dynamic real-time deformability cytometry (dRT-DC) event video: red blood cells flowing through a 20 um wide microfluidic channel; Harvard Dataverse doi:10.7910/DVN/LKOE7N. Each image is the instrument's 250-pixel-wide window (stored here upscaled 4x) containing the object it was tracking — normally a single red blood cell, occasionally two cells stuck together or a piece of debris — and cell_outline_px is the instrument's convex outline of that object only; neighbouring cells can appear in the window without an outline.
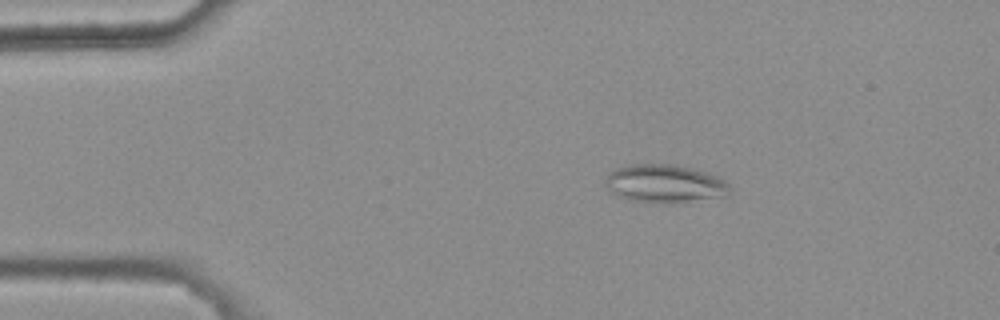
{"species": "common noctule bat (a hibernating species)", "species_latin": "Nyctalus noctula", "temperature_condition": "warm", "stored_images_in_passage": 6, "camera_frame_rate_fps": 3000, "um_per_image_px": 0.085, "animal": {"sex": "female", "body_mass_g": 25.1}, "frame": {"image": 1, "passage_image": 2, "time_ms": 0.333, "image_size_px": [1000, 320], "cell_outline_px": [[732, 188], [724, 196], [688, 200], [632, 200], [620, 196], [612, 192], [604, 184], [604, 180], [608, 172], [616, 168], [632, 164], [668, 164], [692, 168], [708, 172], [724, 180]], "centroid_in_image_um": [56.47, 15.54], "position_along_channel_um": 28.5, "area_um2": 26.59}}
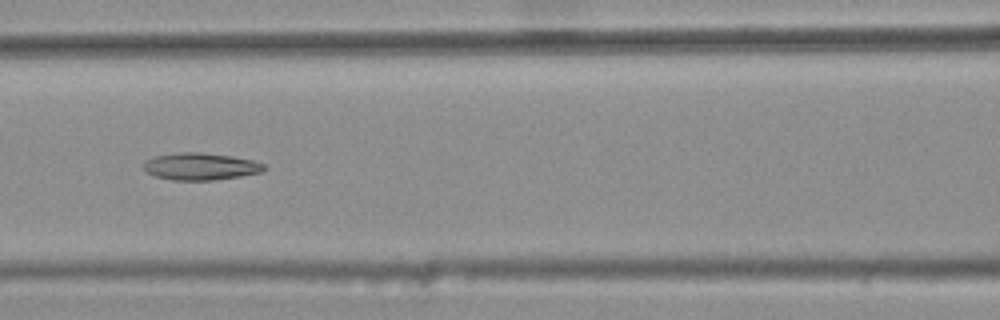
{"frame": {"image": 2, "passage_image": 6, "time_ms": 1.667, "image_size_px": [1000, 320], "cell_outline_px": [[268, 168], [260, 172], [240, 176], [212, 180], [172, 180], [156, 176], [148, 172], [144, 168], [144, 160], [156, 156], [180, 152], [200, 152], [232, 156], [252, 160], [264, 164]], "centroid_in_image_um": [17.06, 14.14], "position_along_channel_um": 149.5, "area_um2": 18.9}}